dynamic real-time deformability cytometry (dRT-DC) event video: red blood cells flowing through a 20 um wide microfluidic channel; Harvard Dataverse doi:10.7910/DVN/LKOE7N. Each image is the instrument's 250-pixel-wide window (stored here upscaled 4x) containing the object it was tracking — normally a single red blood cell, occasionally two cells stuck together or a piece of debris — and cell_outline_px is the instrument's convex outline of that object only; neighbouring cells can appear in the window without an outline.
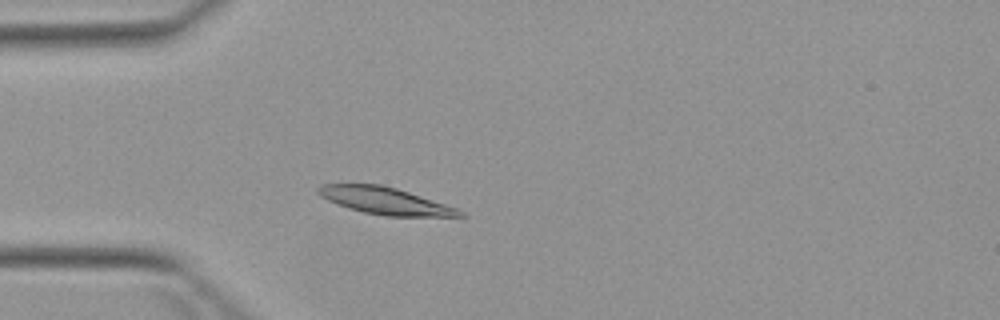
{"species": "Egyptian fruit bat (a non-hibernating species)", "species_latin": "Rousettus aegyptiacus", "temperature_condition": "warm", "stored_images_in_passage": 4, "camera_frame_rate_fps": 3000, "um_per_image_px": 0.085, "animal": {"sex": "female"}, "frame": {"image": 1, "passage_image": 4, "time_ms": 3.333, "image_size_px": [1000, 320], "cell_outline_px": [[468, 216], [384, 216], [364, 212], [348, 208], [336, 204], [320, 196], [316, 192], [316, 188], [320, 184], [380, 184], [396, 188], [456, 208], [464, 212]], "centroid_in_image_um": [32.67, 17.06], "position_along_channel_um": 52.3, "area_um2": 22.08}}